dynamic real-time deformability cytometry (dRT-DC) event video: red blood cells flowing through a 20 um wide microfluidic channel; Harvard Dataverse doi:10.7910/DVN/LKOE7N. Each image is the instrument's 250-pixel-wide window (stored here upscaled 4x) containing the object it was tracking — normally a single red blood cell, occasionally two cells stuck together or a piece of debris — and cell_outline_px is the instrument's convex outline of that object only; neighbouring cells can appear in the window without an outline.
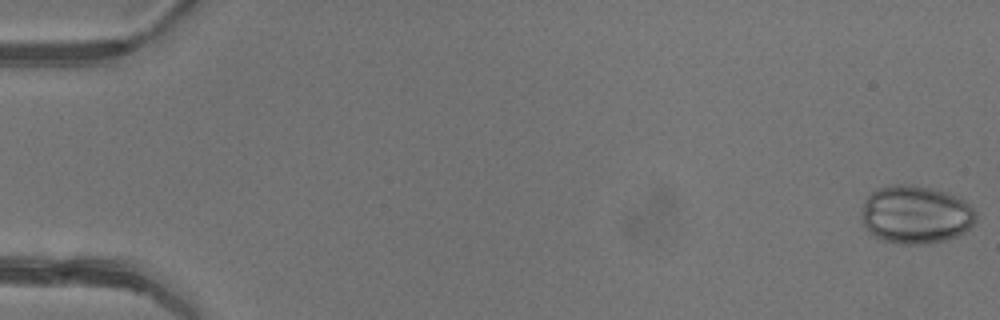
{"species": "common noctule bat (a hibernating species)", "species_latin": "Nyctalus noctula", "temperature_condition": "warm", "stored_images_in_passage": 5, "camera_frame_rate_fps": 3000, "um_per_image_px": 0.085, "animal": {"sex": "female"}, "frame": {"image": 1, "passage_image": 1, "time_ms": 0.0, "image_size_px": [1000, 320], "cell_outline_px": [[976, 220], [964, 232], [956, 236], [944, 240], [928, 244], [900, 244], [884, 240], [868, 232], [864, 224], [860, 212], [864, 200], [876, 188], [892, 184], [912, 184], [932, 188], [956, 196], [964, 200], [976, 212]], "centroid_in_image_um": [77.8, 18.23], "position_along_channel_um": 7.2, "area_um2": 38.9}}